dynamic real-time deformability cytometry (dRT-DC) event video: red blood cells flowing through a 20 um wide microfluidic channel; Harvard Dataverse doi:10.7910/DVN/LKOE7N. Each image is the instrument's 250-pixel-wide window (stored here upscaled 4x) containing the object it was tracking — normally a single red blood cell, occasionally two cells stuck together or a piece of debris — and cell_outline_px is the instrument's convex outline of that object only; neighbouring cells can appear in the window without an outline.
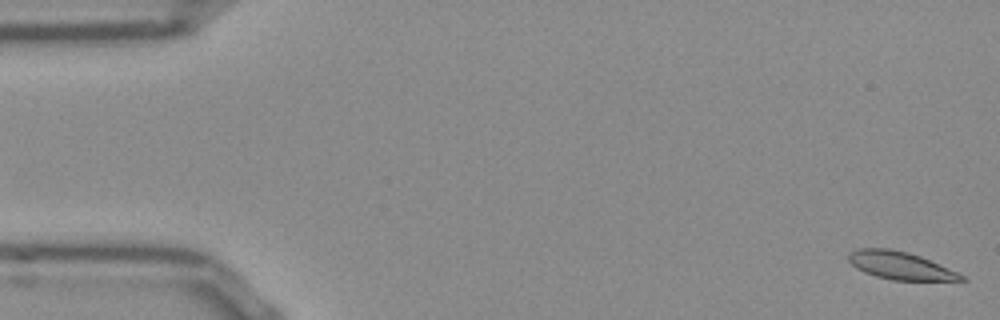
{"species": "Egyptian fruit bat (a non-hibernating species)", "species_latin": "Rousettus aegyptiacus", "temperature_condition": "room temperature", "stored_images_in_passage": 53, "camera_frame_rate_fps": 3000, "um_per_image_px": 0.085, "frame": {"image": 1, "passage_image": 1, "time_ms": 0.0, "image_size_px": [1000, 320], "cell_outline_px": [[968, 280], [892, 280], [876, 276], [864, 272], [856, 268], [848, 260], [848, 256], [852, 252], [860, 248], [888, 248], [908, 252], [920, 256], [948, 268], [964, 276]], "centroid_in_image_um": [76.5, 22.57], "position_along_channel_um": 8.5, "area_um2": 17.92}}
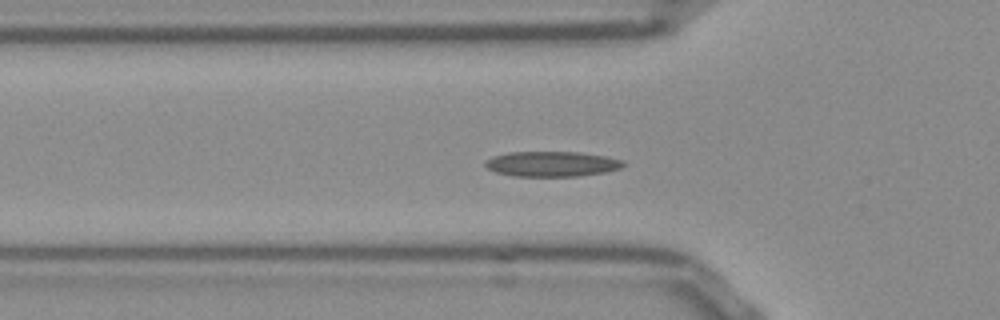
{"frame": {"image": 2, "passage_image": 17, "time_ms": 5.333, "image_size_px": [1000, 320], "cell_outline_px": [[628, 164], [620, 168], [604, 172], [576, 176], [512, 176], [496, 172], [484, 168], [484, 160], [492, 156], [508, 152], [580, 152], [604, 156], [624, 160]], "centroid_in_image_um": [46.86, 13.93], "position_along_channel_um": 78.9, "area_um2": 20.46}}
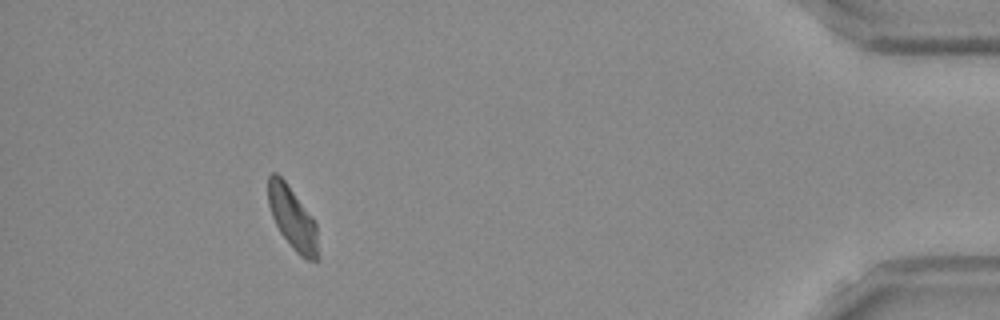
{"frame": {"image": 3, "passage_image": 48, "time_ms": 15.667, "image_size_px": [1000, 320], "cell_outline_px": [[316, 260], [308, 260], [300, 256], [292, 248], [280, 232], [272, 216], [268, 204], [268, 176], [272, 172], [276, 172], [284, 180], [312, 216], [316, 224]], "centroid_in_image_um": [24.82, 18.5], "position_along_channel_um": 410.4, "area_um2": 17.74}}